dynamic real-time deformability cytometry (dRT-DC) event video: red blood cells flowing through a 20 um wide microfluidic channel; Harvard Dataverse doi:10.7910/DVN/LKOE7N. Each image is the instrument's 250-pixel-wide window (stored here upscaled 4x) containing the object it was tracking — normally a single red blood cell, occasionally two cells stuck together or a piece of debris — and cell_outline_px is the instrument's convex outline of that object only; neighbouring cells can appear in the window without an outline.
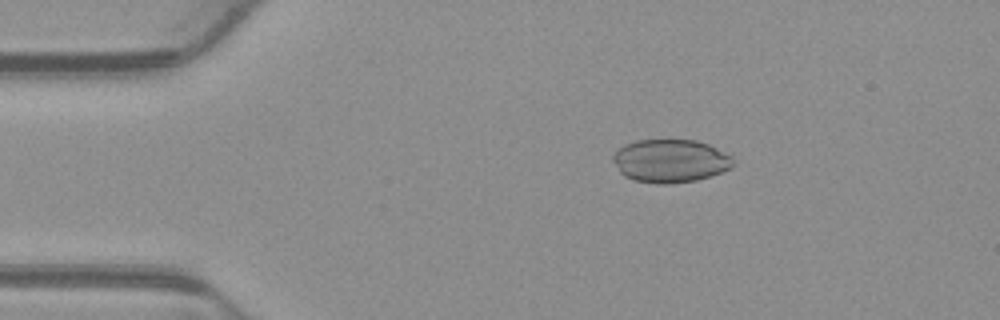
{"species": "common noctule bat (a hibernating species)", "species_latin": "Nyctalus noctula", "temperature_condition": "warm", "stored_images_in_passage": 52, "camera_frame_rate_fps": 3000, "um_per_image_px": 0.085, "animal": {"sex": "male", "body_mass_g": 23.1, "forearm_length_mm": 52.7}, "frame": {"image": 1, "passage_image": 9, "time_ms": 2.667, "image_size_px": [1000, 320], "cell_outline_px": [[732, 168], [712, 176], [696, 180], [668, 184], [656, 184], [632, 180], [624, 176], [620, 172], [612, 160], [612, 152], [624, 144], [636, 140], [696, 140], [708, 144], [732, 156]], "centroid_in_image_um": [56.94, 13.68], "position_along_channel_um": 28.1, "area_um2": 30.52}}
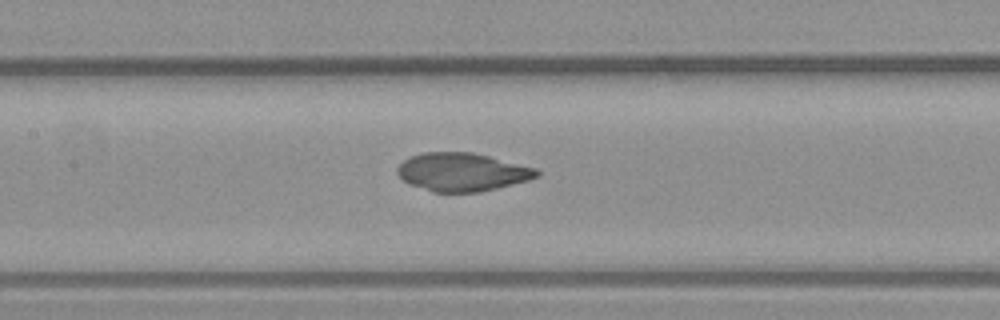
{"frame": {"image": 2, "passage_image": 24, "time_ms": 7.667, "image_size_px": [1000, 320], "cell_outline_px": [[540, 176], [528, 180], [480, 192], [432, 192], [408, 184], [396, 172], [396, 168], [404, 160], [412, 156], [424, 152], [472, 152], [536, 168], [540, 172]], "centroid_in_image_um": [39.27, 14.63], "position_along_channel_um": 168.1, "area_um2": 30.98}}
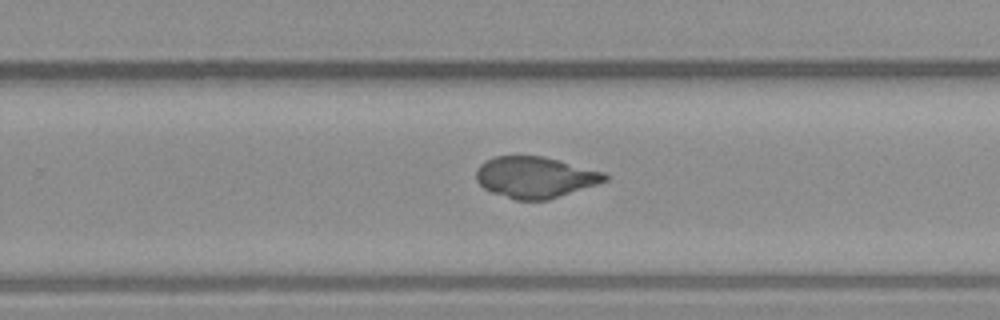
{"frame": {"image": 3, "passage_image": 33, "time_ms": 10.667, "image_size_px": [1000, 320], "cell_outline_px": [[608, 180], [548, 200], [516, 200], [492, 192], [484, 188], [476, 180], [476, 168], [484, 160], [496, 156], [544, 156], [604, 172], [608, 176]], "centroid_in_image_um": [45.46, 15.06], "position_along_channel_um": 284.3, "area_um2": 30.81}}